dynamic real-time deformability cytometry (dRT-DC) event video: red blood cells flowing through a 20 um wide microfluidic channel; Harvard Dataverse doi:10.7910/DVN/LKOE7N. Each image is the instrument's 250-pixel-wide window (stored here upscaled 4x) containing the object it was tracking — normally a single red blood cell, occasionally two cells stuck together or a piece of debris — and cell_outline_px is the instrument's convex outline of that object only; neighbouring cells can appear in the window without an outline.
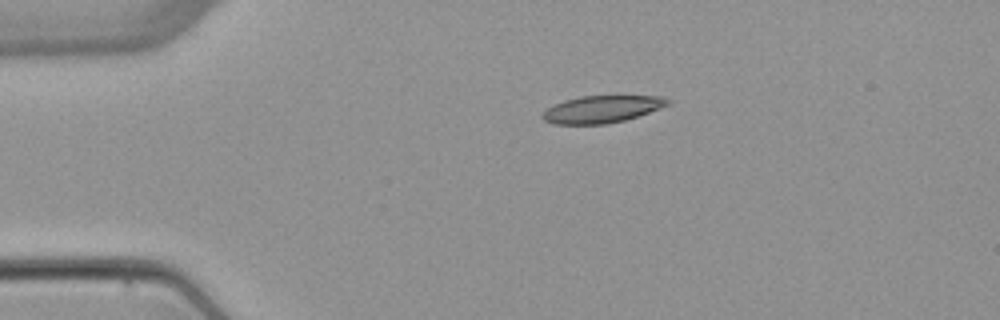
{"species": "common noctule bat (a hibernating species)", "species_latin": "Nyctalus noctula", "temperature_condition": "warm", "stored_images_in_passage": 5, "camera_frame_rate_fps": 3000, "um_per_image_px": 0.085, "animal": {"sex": "female", "body_mass_g": 22.7, "forearm_length_mm": 54.2}, "frame": {"image": 1, "passage_image": 5, "time_ms": 6.0, "image_size_px": [1000, 320], "cell_outline_px": [[672, 104], [624, 120], [608, 124], [552, 124], [544, 120], [540, 116], [548, 108], [564, 100], [580, 96], [660, 96], [672, 100]], "centroid_in_image_um": [51.17, 9.28], "position_along_channel_um": 33.8, "area_um2": 19.77}}